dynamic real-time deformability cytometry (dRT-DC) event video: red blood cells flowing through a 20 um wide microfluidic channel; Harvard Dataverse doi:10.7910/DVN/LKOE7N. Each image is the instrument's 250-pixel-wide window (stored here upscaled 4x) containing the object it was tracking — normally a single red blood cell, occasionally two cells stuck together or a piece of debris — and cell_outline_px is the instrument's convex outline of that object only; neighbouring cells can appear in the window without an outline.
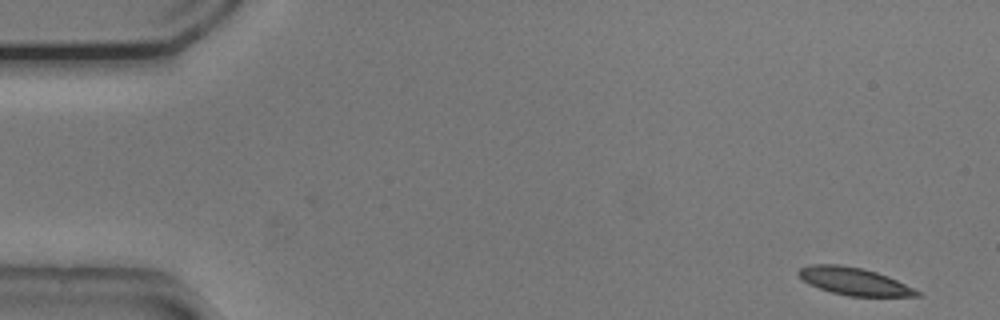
{"species": "common noctule bat (a hibernating species)", "species_latin": "Nyctalus noctula", "temperature_condition": "cold", "stored_images_in_passage": 49, "camera_frame_rate_fps": 3000, "um_per_image_px": 0.085, "animal": {"sex": "male", "body_mass_g": 20.5, "forearm_length_mm": 52.5}, "frame": {"image": 1, "passage_image": 1, "time_ms": 0.0, "image_size_px": [1000, 320], "cell_outline_px": [[920, 296], [848, 296], [832, 292], [808, 284], [796, 272], [800, 268], [812, 264], [840, 264], [860, 268], [876, 272], [888, 276], [920, 292]], "centroid_in_image_um": [72.56, 23.9], "position_along_channel_um": 12.4, "area_um2": 18.67}}
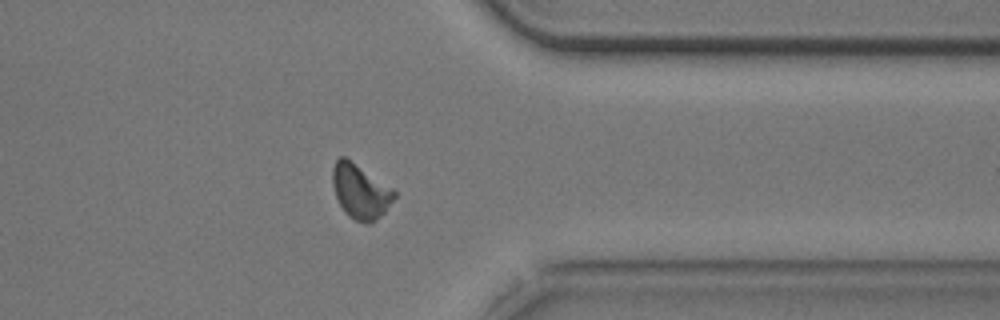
{"frame": {"image": 2, "passage_image": 41, "time_ms": 13.333, "image_size_px": [1000, 320], "cell_outline_px": [[396, 196], [384, 212], [372, 224], [368, 224], [356, 220], [348, 216], [344, 212], [336, 196], [332, 184], [332, 168], [336, 160], [340, 156], [344, 156], [392, 188], [396, 192]], "centroid_in_image_um": [30.62, 16.28], "position_along_channel_um": 380.8, "area_um2": 19.42}}
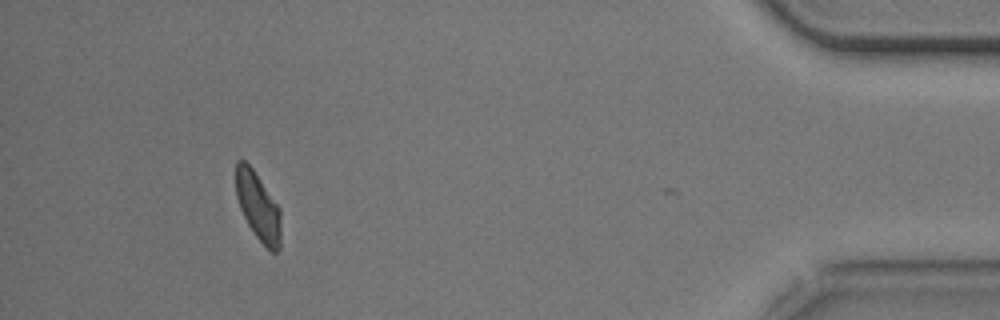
{"frame": {"image": 3, "passage_image": 48, "time_ms": 15.667, "image_size_px": [1000, 320], "cell_outline_px": [[280, 248], [276, 252], [272, 252], [256, 236], [248, 224], [240, 208], [236, 196], [236, 160], [244, 160], [252, 168], [280, 208]], "centroid_in_image_um": [21.93, 17.54], "position_along_channel_um": 413.3, "area_um2": 17.57}, "authors_computed_cell_mechanics": {"area_um2": 19.3052, "velocity_mm_per_s": 3.7344, "shape_relaxation_time_tau1_ms": 2.4594, "shape_relaxation_time_tau2_ms": 4.5152, "deformation_change_tau1": 0.1077, "deformation_change_tau2": 0.1126}}